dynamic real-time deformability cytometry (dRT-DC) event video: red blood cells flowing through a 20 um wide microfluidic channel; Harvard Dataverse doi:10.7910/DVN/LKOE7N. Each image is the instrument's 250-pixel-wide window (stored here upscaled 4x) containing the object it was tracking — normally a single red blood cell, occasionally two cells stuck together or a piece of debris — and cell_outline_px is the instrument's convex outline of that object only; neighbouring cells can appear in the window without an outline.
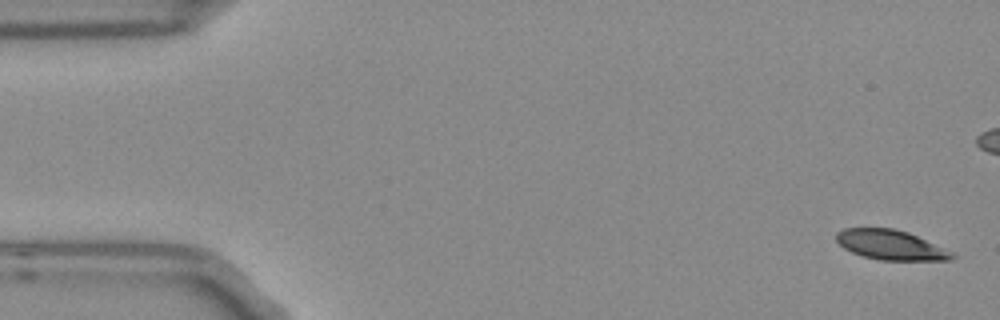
{"species": "Egyptian fruit bat (a non-hibernating species)", "species_latin": "Rousettus aegyptiacus", "temperature_condition": "room temperature", "stored_images_in_passage": 7, "segment_of_instrument_passage": [1, 2], "camera_frame_rate_fps": 3000, "um_per_image_px": 0.085, "frame": {"image": 1, "passage_image": 1, "time_ms": 0.0, "image_size_px": [1000, 320], "cell_outline_px": [[956, 256], [952, 260], [880, 260], [864, 256], [852, 252], [844, 248], [836, 240], [836, 232], [844, 228], [892, 228], [908, 232], [952, 252]], "centroid_in_image_um": [75.69, 20.82], "position_along_channel_um": 9.3, "area_um2": 19.88}}
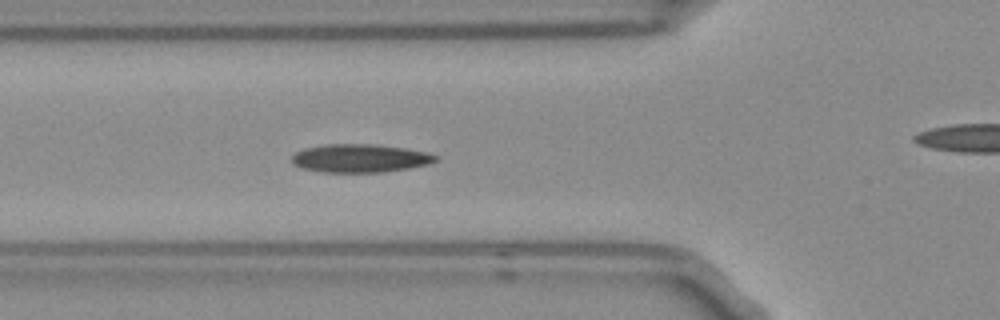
{"frame": {"image": 2, "passage_image": 6, "time_ms": 1.667, "image_size_px": [1000, 320], "cell_outline_px": [[436, 160], [428, 164], [408, 168], [384, 172], [320, 172], [300, 168], [292, 164], [292, 156], [296, 152], [304, 148], [324, 144], [376, 144], [404, 148], [424, 152], [436, 156]], "centroid_in_image_um": [30.52, 13.45], "position_along_channel_um": 95.3, "area_um2": 23.64}}